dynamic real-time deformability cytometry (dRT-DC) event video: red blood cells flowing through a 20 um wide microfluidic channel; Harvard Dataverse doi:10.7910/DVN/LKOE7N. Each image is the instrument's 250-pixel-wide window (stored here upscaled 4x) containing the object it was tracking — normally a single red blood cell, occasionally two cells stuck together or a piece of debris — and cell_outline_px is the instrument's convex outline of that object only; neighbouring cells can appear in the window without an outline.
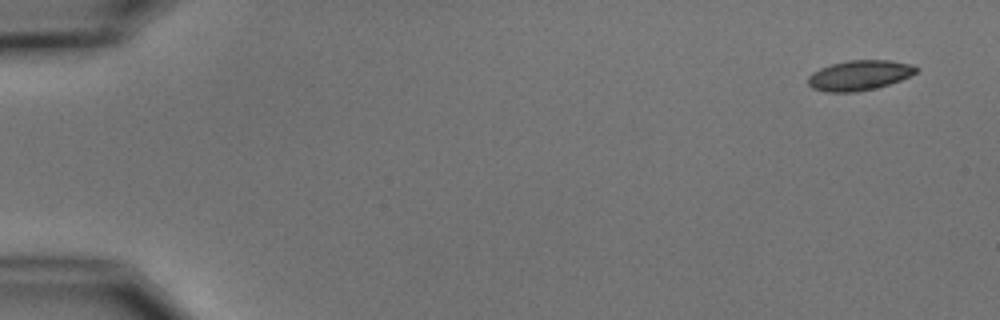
{"species": "common noctule bat (a hibernating species)", "species_latin": "Nyctalus noctula", "temperature_condition": "cold", "stored_images_in_passage": 5, "camera_frame_rate_fps": 3000, "um_per_image_px": 0.085, "animal": {"sex": "male", "body_mass_g": 15.6}, "frame": {"image": 1, "passage_image": 1, "time_ms": 0.0, "image_size_px": [1000, 320], "cell_outline_px": [[920, 68], [916, 72], [900, 80], [876, 88], [856, 92], [828, 92], [812, 88], [808, 84], [808, 76], [812, 72], [820, 68], [832, 64], [848, 60], [888, 60], [912, 64]], "centroid_in_image_um": [73.03, 6.4], "position_along_channel_um": 12.0, "area_um2": 18.9}}